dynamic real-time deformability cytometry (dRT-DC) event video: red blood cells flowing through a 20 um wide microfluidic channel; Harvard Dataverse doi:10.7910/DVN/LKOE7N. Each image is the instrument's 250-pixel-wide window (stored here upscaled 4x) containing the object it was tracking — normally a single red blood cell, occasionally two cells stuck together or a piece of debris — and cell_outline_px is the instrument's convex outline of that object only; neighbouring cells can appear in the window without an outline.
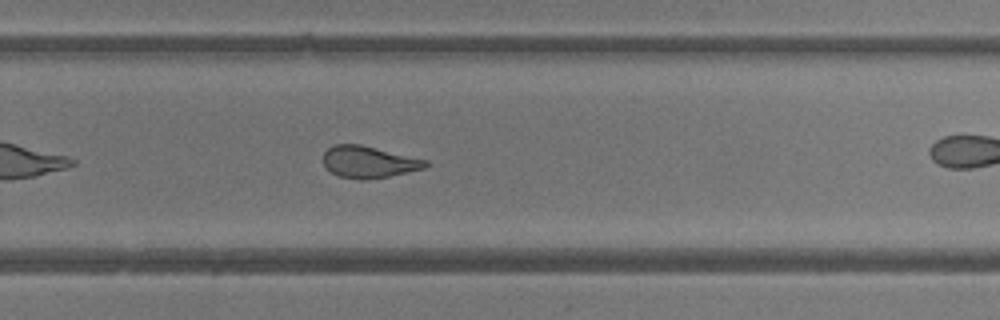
{"species": "common noctule bat (a hibernating species)", "species_latin": "Nyctalus noctula", "temperature_condition": "room temperature", "stored_images_in_passage": 26, "camera_frame_rate_fps": 3000, "um_per_image_px": 0.085, "animal": {"sex": "female"}, "frame": {"image": 1, "passage_image": 19, "time_ms": 6.0, "image_size_px": [1000, 320], "cell_outline_px": [[428, 164], [424, 168], [388, 176], [368, 180], [360, 180], [340, 176], [332, 172], [324, 164], [324, 152], [328, 148], [336, 144], [360, 144], [428, 160]], "centroid_in_image_um": [31.34, 13.76], "position_along_channel_um": 298.5, "area_um2": 18.73}}
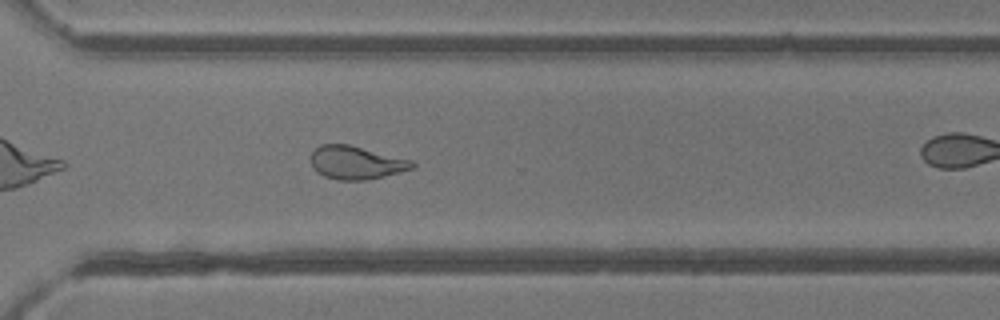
{"frame": {"image": 2, "passage_image": 22, "time_ms": 7.0, "image_size_px": [1000, 320], "cell_outline_px": [[416, 168], [384, 176], [364, 180], [336, 180], [324, 176], [316, 172], [312, 168], [312, 152], [320, 144], [348, 144], [412, 160], [416, 164]], "centroid_in_image_um": [30.28, 13.83], "position_along_channel_um": 340.3, "area_um2": 19.65}}